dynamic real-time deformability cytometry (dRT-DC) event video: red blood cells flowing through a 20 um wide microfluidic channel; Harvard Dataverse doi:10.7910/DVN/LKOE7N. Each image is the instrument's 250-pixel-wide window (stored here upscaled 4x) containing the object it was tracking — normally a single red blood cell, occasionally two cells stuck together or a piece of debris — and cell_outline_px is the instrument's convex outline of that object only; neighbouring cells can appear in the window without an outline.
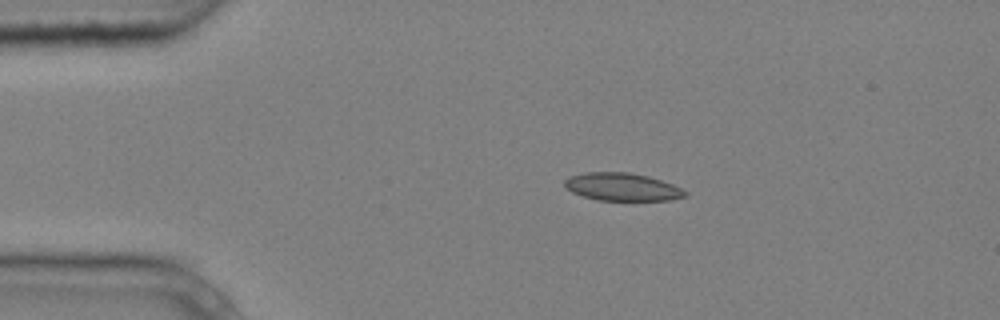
{"species": "common noctule bat (a hibernating species)", "species_latin": "Nyctalus noctula", "temperature_condition": "cold", "stored_images_in_passage": 4, "camera_frame_rate_fps": 3000, "um_per_image_px": 0.085, "animal": {"sex": "male", "body_mass_g": 20.4}, "frame": {"image": 1, "passage_image": 1, "time_ms": 0.0, "image_size_px": [1000, 320], "cell_outline_px": [[688, 196], [668, 200], [596, 200], [572, 192], [564, 188], [564, 180], [568, 176], [584, 172], [628, 172], [648, 176], [672, 184], [688, 192]], "centroid_in_image_um": [52.85, 15.88], "position_along_channel_um": 32.2, "area_um2": 19.59}}
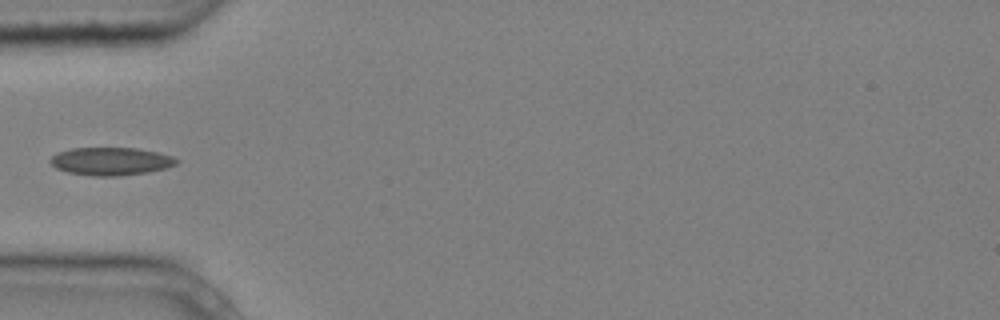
{"frame": {"image": 2, "passage_image": 3, "time_ms": 0.667, "image_size_px": [1000, 320], "cell_outline_px": [[180, 160], [176, 164], [164, 168], [148, 172], [120, 176], [92, 176], [68, 172], [56, 168], [48, 160], [56, 152], [72, 148], [136, 148], [156, 152], [172, 156]], "centroid_in_image_um": [9.4, 13.71], "position_along_channel_um": 75.6, "area_um2": 20.52}}
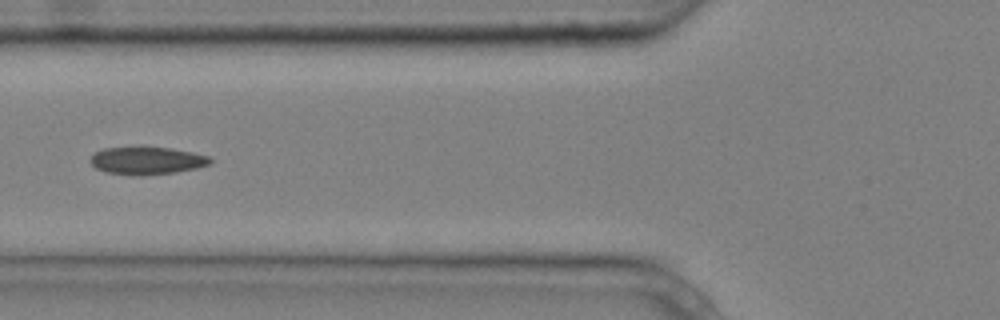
{"frame": {"image": 3, "passage_image": 4, "time_ms": 1.0, "image_size_px": [1000, 320], "cell_outline_px": [[212, 164], [196, 168], [176, 172], [140, 176], [104, 172], [96, 168], [88, 160], [96, 152], [104, 148], [172, 148], [192, 152], [208, 156], [212, 160]], "centroid_in_image_um": [12.5, 13.67], "position_along_channel_um": 113.3, "area_um2": 19.13}}